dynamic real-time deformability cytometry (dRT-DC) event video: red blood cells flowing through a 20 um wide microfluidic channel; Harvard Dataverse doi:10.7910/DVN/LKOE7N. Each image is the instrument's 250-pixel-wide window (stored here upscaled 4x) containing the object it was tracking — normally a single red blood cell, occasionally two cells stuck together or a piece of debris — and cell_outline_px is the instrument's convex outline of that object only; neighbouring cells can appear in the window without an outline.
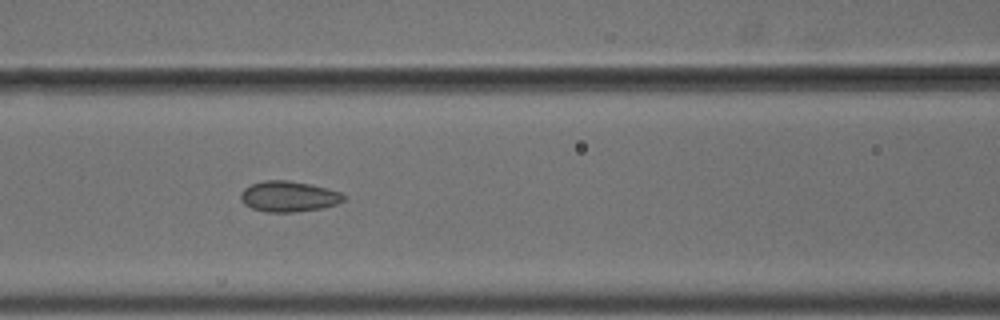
{"species": "common noctule bat (a hibernating species)", "species_latin": "Nyctalus noctula", "temperature_condition": "cold", "stored_images_in_passage": 9, "camera_frame_rate_fps": 3000, "um_per_image_px": 0.085, "animal": {"sex": "male", "body_mass_g": 18.8}, "frame": {"image": 1, "passage_image": 6, "time_ms": 1.667, "image_size_px": [1000, 320], "cell_outline_px": [[344, 200], [336, 204], [320, 208], [292, 212], [264, 212], [252, 208], [244, 204], [240, 200], [240, 192], [244, 188], [252, 184], [264, 180], [288, 180], [328, 188], [340, 192], [344, 196]], "centroid_in_image_um": [24.49, 16.69], "position_along_channel_um": 142.1, "area_um2": 18.32}}
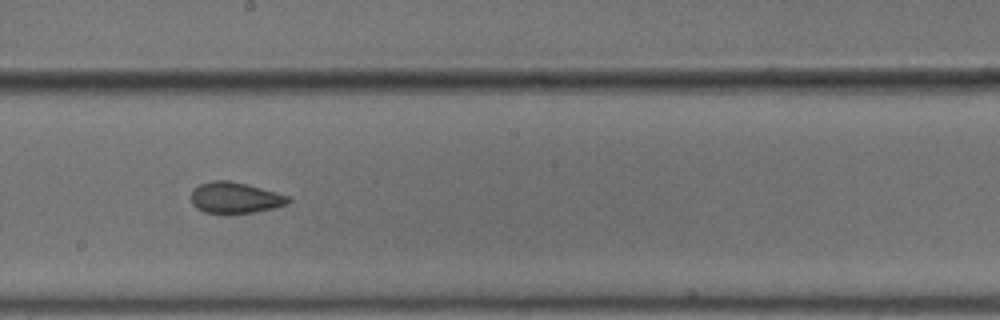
{"frame": {"image": 2, "passage_image": 8, "time_ms": 2.333, "image_size_px": [1000, 320], "cell_outline_px": [[292, 200], [288, 204], [272, 208], [252, 212], [228, 216], [224, 216], [204, 212], [196, 208], [192, 204], [192, 192], [200, 184], [212, 180], [228, 180], [248, 184], [292, 196]], "centroid_in_image_um": [20.01, 16.84], "position_along_channel_um": 228.2, "area_um2": 18.21}}
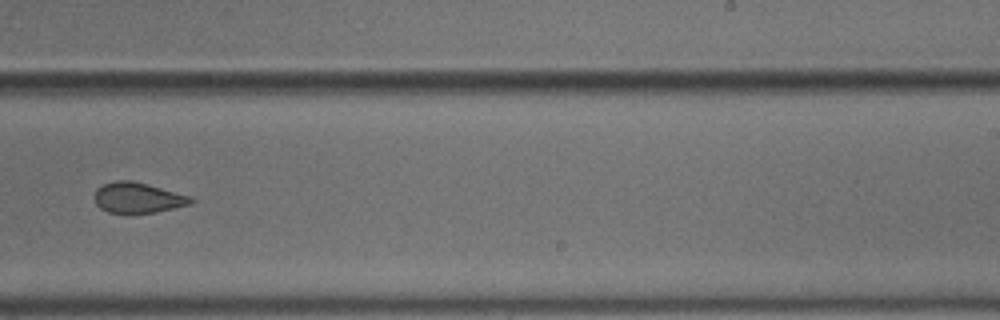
{"frame": {"image": 3, "passage_image": 9, "time_ms": 2.667, "image_size_px": [1000, 320], "cell_outline_px": [[196, 200], [192, 204], [156, 212], [108, 212], [100, 208], [96, 204], [96, 188], [104, 184], [116, 180], [128, 180], [148, 184], [192, 196]], "centroid_in_image_um": [11.77, 16.79], "position_along_channel_um": 277.2, "area_um2": 16.99}}